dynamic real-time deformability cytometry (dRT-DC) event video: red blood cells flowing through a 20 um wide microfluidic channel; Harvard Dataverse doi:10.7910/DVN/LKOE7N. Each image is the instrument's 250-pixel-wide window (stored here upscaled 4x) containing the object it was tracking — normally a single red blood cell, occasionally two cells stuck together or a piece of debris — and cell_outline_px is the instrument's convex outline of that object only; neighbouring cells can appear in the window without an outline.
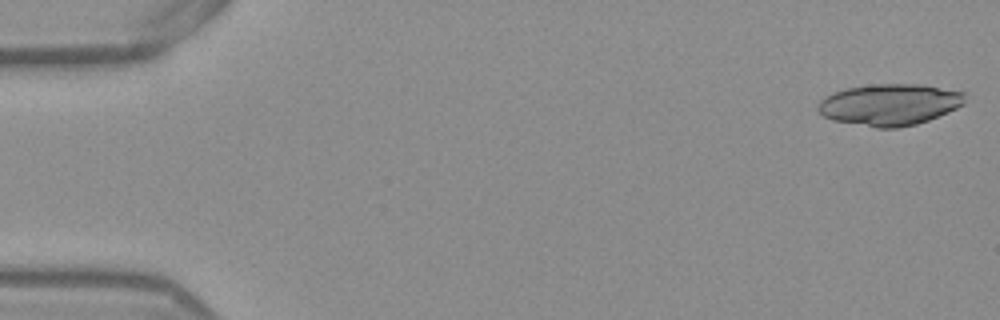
{"species": "Egyptian fruit bat (a non-hibernating species)", "species_latin": "Rousettus aegyptiacus", "temperature_condition": "warm", "stored_images_in_passage": 50, "camera_frame_rate_fps": 3000, "um_per_image_px": 0.085, "frame": {"image": 1, "passage_image": 1, "time_ms": 0.0, "image_size_px": [1000, 320], "cell_outline_px": [[968, 92], [964, 104], [948, 112], [928, 120], [916, 124], [896, 128], [876, 128], [832, 120], [824, 116], [816, 108], [816, 104], [820, 100], [836, 92], [848, 88], [872, 84], [924, 84]], "centroid_in_image_um": [75.67, 8.88], "position_along_channel_um": 9.3, "area_um2": 35.78}}